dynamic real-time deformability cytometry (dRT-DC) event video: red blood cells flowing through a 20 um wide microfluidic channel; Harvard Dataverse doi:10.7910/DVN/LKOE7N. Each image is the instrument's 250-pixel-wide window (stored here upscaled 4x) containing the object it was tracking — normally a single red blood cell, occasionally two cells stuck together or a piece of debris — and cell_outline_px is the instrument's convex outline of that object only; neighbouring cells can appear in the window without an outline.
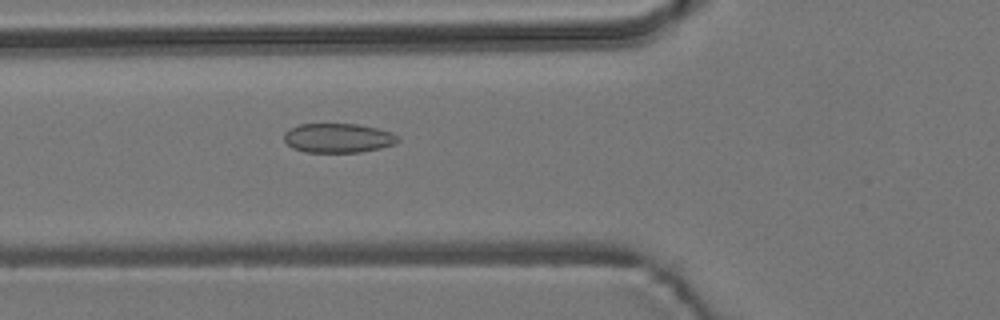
{"species": "common noctule bat (a hibernating species)", "species_latin": "Nyctalus noctula", "temperature_condition": "room temperature", "stored_images_in_passage": 5, "camera_frame_rate_fps": 3000, "um_per_image_px": 0.085, "animal": {"sex": "male", "body_mass_g": 19.2, "forearm_length_mm": 51.8}, "frame": {"image": 1, "passage_image": 5, "time_ms": 5.333, "image_size_px": [1000, 320], "cell_outline_px": [[400, 140], [396, 144], [380, 148], [360, 152], [304, 152], [292, 148], [284, 140], [284, 132], [288, 128], [300, 124], [356, 124], [376, 128], [392, 132]], "centroid_in_image_um": [28.72, 11.73], "position_along_channel_um": 97.1, "area_um2": 19.54}}